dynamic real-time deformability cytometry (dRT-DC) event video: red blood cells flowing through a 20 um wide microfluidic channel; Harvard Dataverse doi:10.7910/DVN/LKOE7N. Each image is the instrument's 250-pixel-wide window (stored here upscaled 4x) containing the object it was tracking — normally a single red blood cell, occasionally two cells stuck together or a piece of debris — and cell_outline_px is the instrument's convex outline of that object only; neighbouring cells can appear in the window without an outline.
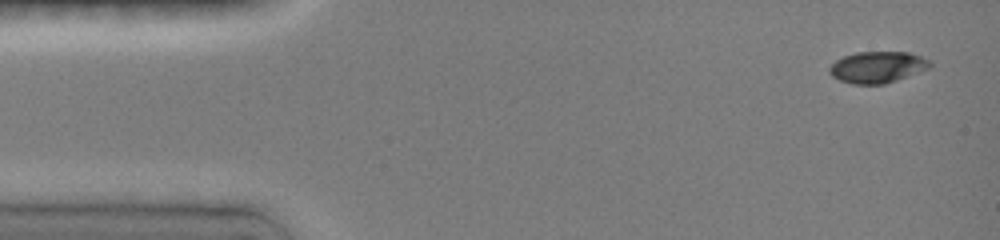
{"species": "common noctule bat (a hibernating species)", "species_latin": "Nyctalus noctula", "temperature_condition": "room temperature", "stored_images_in_passage": 5, "camera_frame_rate_fps": 3000, "um_per_image_px": 0.085, "animal": {"sex": "female", "body_mass_g": 19.0, "forearm_length_mm": 51.5}, "frame": {"image": 1, "passage_image": 1, "time_ms": 0.0, "image_size_px": [1000, 240], "cell_outline_px": [[932, 64], [928, 68], [908, 76], [884, 84], [852, 84], [840, 80], [832, 76], [828, 72], [828, 68], [836, 60], [844, 56], [856, 52], [908, 52], [932, 60]], "centroid_in_image_um": [74.57, 5.7], "position_along_channel_um": 10.4, "area_um2": 18.38}}
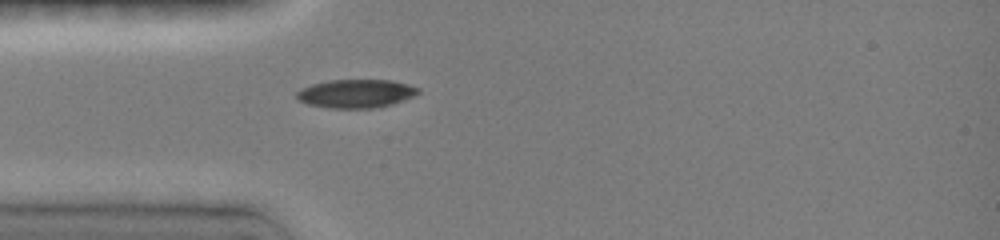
{"frame": {"image": 2, "passage_image": 5, "time_ms": 3.667, "image_size_px": [1000, 240], "cell_outline_px": [[420, 92], [404, 100], [380, 108], [332, 108], [308, 104], [300, 100], [296, 96], [296, 92], [312, 84], [332, 80], [388, 80], [420, 88]], "centroid_in_image_um": [30.27, 7.96], "position_along_channel_um": 54.7, "area_um2": 19.88}}